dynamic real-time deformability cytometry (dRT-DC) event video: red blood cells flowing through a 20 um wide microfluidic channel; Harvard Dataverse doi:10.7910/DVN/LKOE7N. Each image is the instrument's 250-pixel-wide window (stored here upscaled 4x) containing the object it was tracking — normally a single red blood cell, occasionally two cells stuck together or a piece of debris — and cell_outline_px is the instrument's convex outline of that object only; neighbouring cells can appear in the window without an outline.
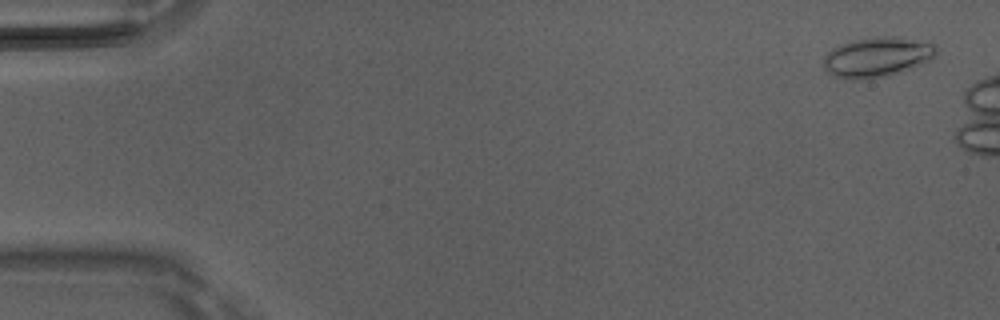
{"species": "Egyptian fruit bat (a non-hibernating species)", "species_latin": "Rousettus aegyptiacus", "temperature_condition": "room temperature", "stored_images_in_passage": 3, "camera_frame_rate_fps": 3000, "um_per_image_px": 0.085, "animal": {"sex": "male"}, "frame": {"image": 1, "passage_image": 1, "time_ms": 0.0, "image_size_px": [1000, 320], "cell_outline_px": [[936, 56], [912, 68], [888, 76], [856, 80], [852, 80], [832, 76], [824, 68], [824, 56], [832, 48], [840, 44], [852, 40], [876, 36], [896, 36], [932, 40], [936, 44]], "centroid_in_image_um": [74.59, 4.82], "position_along_channel_um": 10.4, "area_um2": 26.82}}